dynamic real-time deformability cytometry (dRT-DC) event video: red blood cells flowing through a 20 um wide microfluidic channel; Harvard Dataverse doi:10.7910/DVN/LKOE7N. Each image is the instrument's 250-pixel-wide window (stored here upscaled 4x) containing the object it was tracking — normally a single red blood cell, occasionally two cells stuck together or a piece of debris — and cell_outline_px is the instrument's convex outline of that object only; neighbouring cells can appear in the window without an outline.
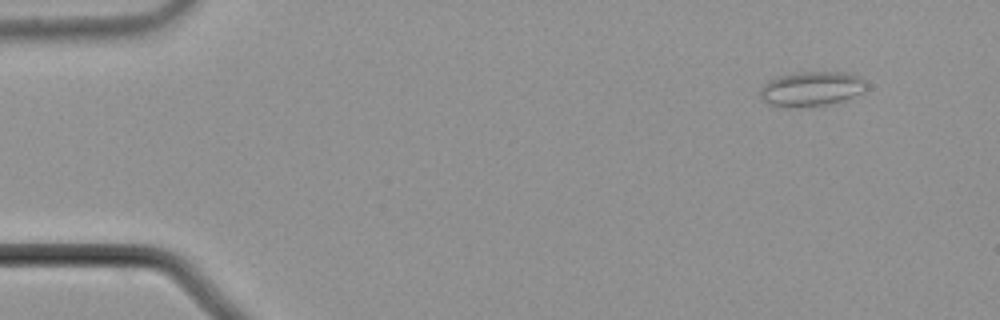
{"species": "common noctule bat (a hibernating species)", "species_latin": "Nyctalus noctula", "temperature_condition": "cold", "stored_images_in_passage": 51, "camera_frame_rate_fps": 3000, "um_per_image_px": 0.085, "animal": {"sex": "male", "body_mass_g": 21.5, "forearm_length_mm": 52.0}, "frame": {"image": 1, "passage_image": 1, "time_ms": 0.0, "image_size_px": [1000, 320], "cell_outline_px": [[864, 92], [844, 100], [828, 104], [788, 108], [784, 108], [768, 104], [760, 96], [760, 88], [764, 84], [780, 76], [800, 72], [840, 72], [860, 76], [864, 80]], "centroid_in_image_um": [68.95, 7.57], "position_along_channel_um": 16.0, "area_um2": 21.27}}
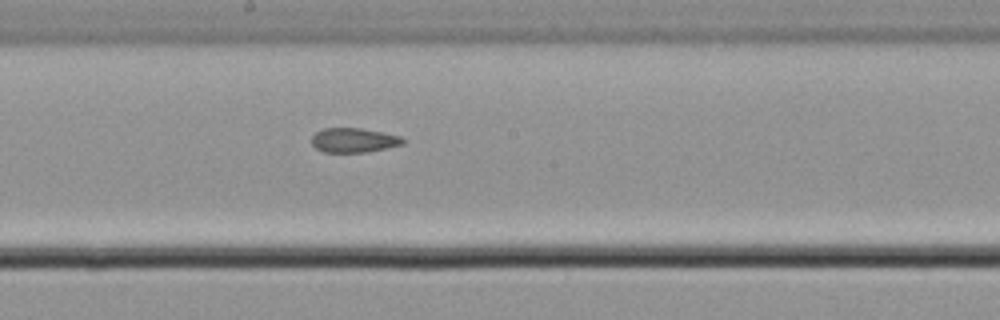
{"frame": {"image": 2, "passage_image": 26, "time_ms": 8.333, "image_size_px": [1000, 320], "cell_outline_px": [[404, 144], [368, 152], [324, 152], [316, 148], [312, 144], [312, 136], [316, 132], [324, 128], [360, 128], [400, 136], [404, 140]], "centroid_in_image_um": [30.06, 11.92], "position_along_channel_um": 218.1, "area_um2": 12.89}}
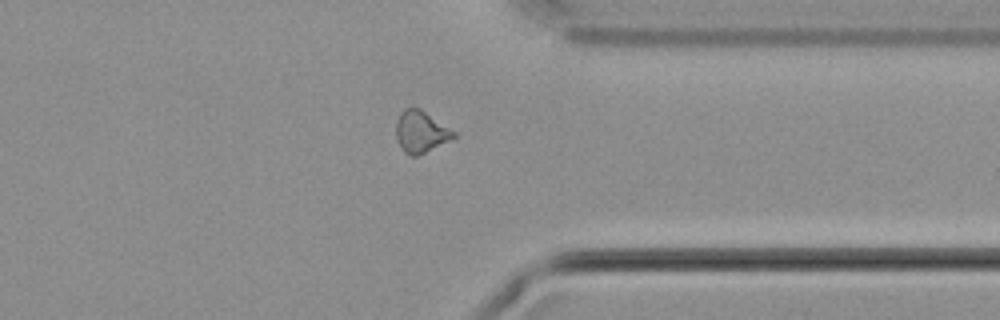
{"frame": {"image": 3, "passage_image": 39, "time_ms": 12.667, "image_size_px": [1000, 320], "cell_outline_px": [[456, 136], [416, 156], [412, 156], [404, 152], [400, 148], [396, 136], [396, 120], [400, 112], [404, 108], [420, 108], [456, 132]], "centroid_in_image_um": [35.73, 11.18], "position_along_channel_um": 375.7, "area_um2": 13.81}, "authors_computed_cell_mechanics": {"area_um2": 14.3344, "velocity_mm_per_s": 3.7267, "shape_relaxation_time_tau1_ms": null, "shape_relaxation_time_tau2_ms": 4.4432, "deformation_change_tau1": null, "deformation_change_tau2": 0.0904}}